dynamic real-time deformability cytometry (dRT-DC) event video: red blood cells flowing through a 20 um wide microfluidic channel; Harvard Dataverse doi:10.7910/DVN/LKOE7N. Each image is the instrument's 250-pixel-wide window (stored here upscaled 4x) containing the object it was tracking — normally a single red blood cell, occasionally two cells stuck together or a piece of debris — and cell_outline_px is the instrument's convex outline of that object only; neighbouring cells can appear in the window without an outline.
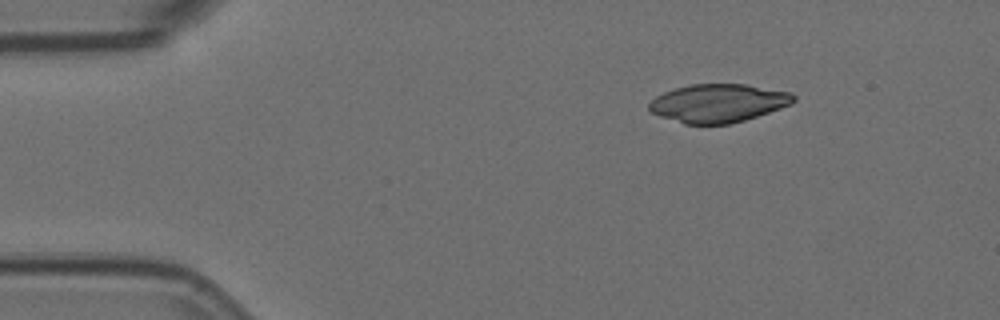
{"species": "Egyptian fruit bat (a non-hibernating species)", "species_latin": "Rousettus aegyptiacus", "temperature_condition": "room temperature", "stored_images_in_passage": 4, "camera_frame_rate_fps": 3000, "um_per_image_px": 0.085, "animal": {"sex": "female"}, "frame": {"image": 1, "passage_image": 1, "time_ms": 0.0, "image_size_px": [1000, 320], "cell_outline_px": [[796, 100], [792, 104], [744, 120], [728, 124], [684, 124], [660, 116], [652, 112], [648, 108], [648, 104], [656, 96], [664, 92], [676, 88], [692, 84], [744, 84], [792, 92], [796, 96]], "centroid_in_image_um": [61.06, 8.76], "position_along_channel_um": 23.9, "area_um2": 32.14}}